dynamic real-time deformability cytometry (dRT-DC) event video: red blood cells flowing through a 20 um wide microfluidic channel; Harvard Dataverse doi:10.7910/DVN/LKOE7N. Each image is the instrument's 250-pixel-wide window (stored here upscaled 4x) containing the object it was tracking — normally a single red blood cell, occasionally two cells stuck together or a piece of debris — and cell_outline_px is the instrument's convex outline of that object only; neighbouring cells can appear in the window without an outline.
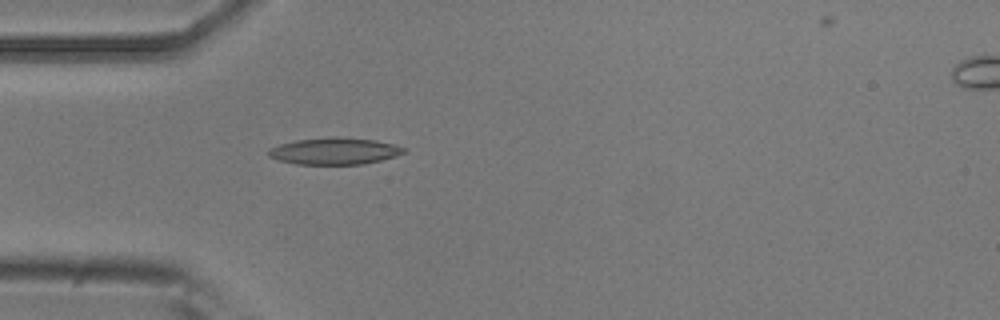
{"species": "common noctule bat (a hibernating species)", "species_latin": "Nyctalus noctula", "temperature_condition": "room temperature", "stored_images_in_passage": 5, "segment_of_instrument_passage": [1, 2], "camera_frame_rate_fps": 3000, "um_per_image_px": 0.085, "animal": {"sex": "male", "body_mass_g": 20.5, "forearm_length_mm": 52.5}, "frame": {"image": 1, "passage_image": 4, "time_ms": 1.0, "image_size_px": [1000, 320], "cell_outline_px": [[408, 148], [404, 152], [396, 156], [364, 164], [296, 164], [280, 160], [268, 156], [268, 148], [280, 144], [296, 140], [328, 136], [336, 136], [376, 140], [396, 144]], "centroid_in_image_um": [28.46, 12.82], "position_along_channel_um": 56.5, "area_um2": 21.33}}